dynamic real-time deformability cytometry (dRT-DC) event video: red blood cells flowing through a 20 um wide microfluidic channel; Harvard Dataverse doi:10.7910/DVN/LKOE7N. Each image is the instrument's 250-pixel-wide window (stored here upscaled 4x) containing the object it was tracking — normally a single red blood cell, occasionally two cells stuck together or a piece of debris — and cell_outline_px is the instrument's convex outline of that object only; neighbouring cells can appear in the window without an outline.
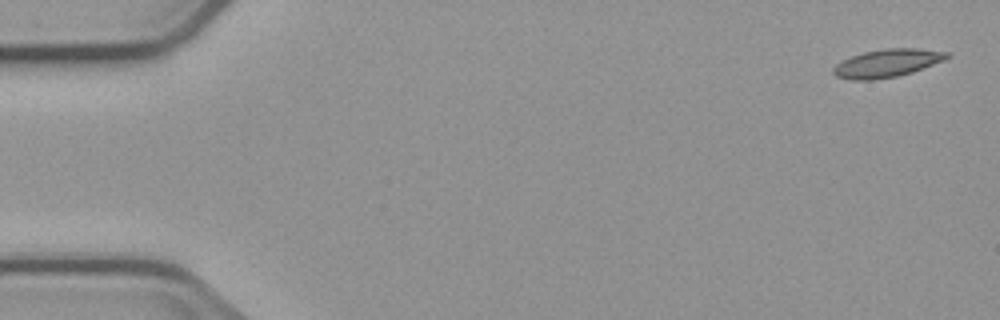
{"species": "common noctule bat (a hibernating species)", "species_latin": "Nyctalus noctula", "temperature_condition": "cold", "stored_images_in_passage": 4, "camera_frame_rate_fps": 3000, "um_per_image_px": 0.085, "animal": {"sex": "male", "body_mass_g": 23.1, "forearm_length_mm": 52.7}, "frame": {"image": 1, "passage_image": 1, "time_ms": 0.0, "image_size_px": [1000, 320], "cell_outline_px": [[952, 56], [944, 60], [912, 72], [896, 76], [872, 80], [852, 80], [836, 76], [832, 72], [832, 68], [836, 64], [852, 56], [864, 52], [888, 48], [916, 48], [952, 52]], "centroid_in_image_um": [75.44, 5.36], "position_along_channel_um": 9.6, "area_um2": 18.5}}
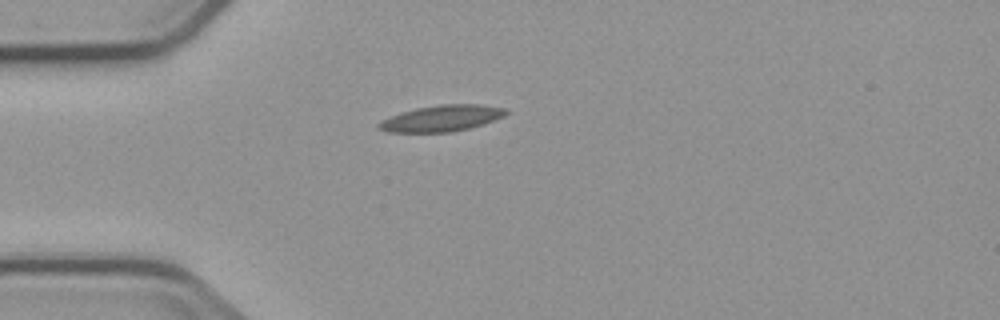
{"frame": {"image": 2, "passage_image": 4, "time_ms": 4.333, "image_size_px": [1000, 320], "cell_outline_px": [[508, 112], [504, 116], [484, 124], [452, 132], [388, 132], [380, 128], [376, 124], [380, 120], [416, 108], [440, 104], [480, 104], [504, 108]], "centroid_in_image_um": [37.56, 10.05], "position_along_channel_um": 47.4, "area_um2": 19.25}}